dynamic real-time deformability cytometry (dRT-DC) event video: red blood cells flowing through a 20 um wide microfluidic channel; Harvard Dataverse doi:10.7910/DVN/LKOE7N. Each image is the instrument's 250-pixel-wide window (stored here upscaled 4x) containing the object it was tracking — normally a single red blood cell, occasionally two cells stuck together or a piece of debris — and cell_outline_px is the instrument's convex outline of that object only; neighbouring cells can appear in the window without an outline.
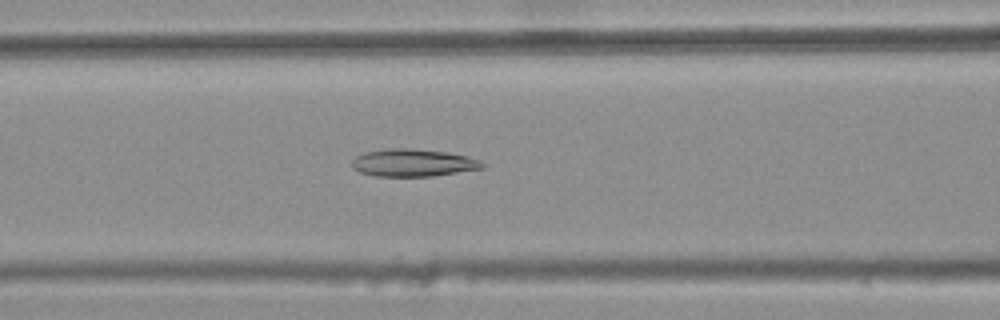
{"species": "common noctule bat (a hibernating species)", "species_latin": "Nyctalus noctula", "temperature_condition": "warm", "stored_images_in_passage": 44, "camera_frame_rate_fps": 3000, "um_per_image_px": 0.085, "animal": {"sex": "female", "body_mass_g": 25.1}, "frame": {"image": 1, "passage_image": 22, "time_ms": 7.0, "image_size_px": [1000, 320], "cell_outline_px": [[484, 168], [432, 176], [376, 176], [360, 172], [352, 168], [352, 160], [356, 156], [364, 152], [388, 148], [412, 148], [448, 152], [468, 156], [480, 160], [484, 164]], "centroid_in_image_um": [35.11, 13.83], "position_along_channel_um": 131.5, "area_um2": 20.98}}
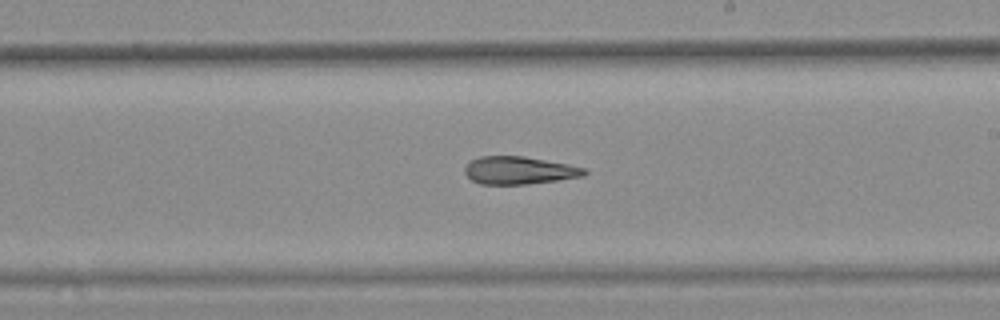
{"frame": {"image": 2, "passage_image": 31, "time_ms": 10.0, "image_size_px": [1000, 320], "cell_outline_px": [[588, 172], [584, 176], [556, 180], [524, 184], [480, 184], [472, 180], [464, 172], [464, 168], [472, 160], [480, 156], [524, 156], [568, 164], [584, 168]], "centroid_in_image_um": [44.12, 14.48], "position_along_channel_um": 244.9, "area_um2": 19.13}}
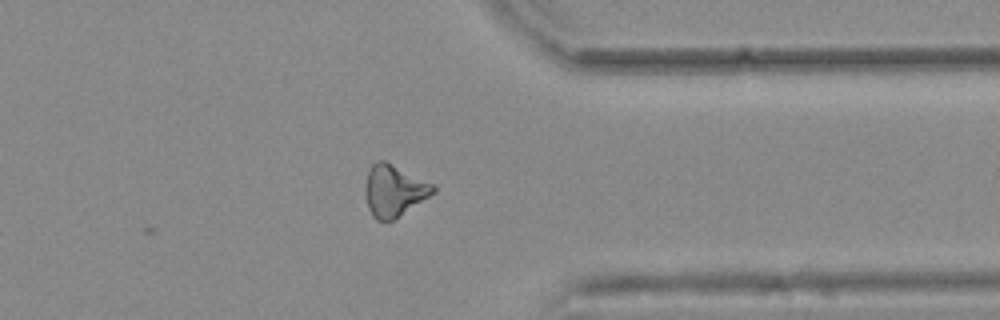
{"frame": {"image": 3, "passage_image": 42, "time_ms": 13.667, "image_size_px": [1000, 320], "cell_outline_px": [[436, 192], [392, 220], [376, 220], [372, 216], [368, 208], [364, 192], [364, 188], [368, 172], [372, 164], [376, 160], [384, 160], [432, 184], [436, 188]], "centroid_in_image_um": [33.45, 16.2], "position_along_channel_um": 378.0, "area_um2": 20.11}, "authors_computed_cell_mechanics": {"area_um2": 20.6057, "velocity_mm_per_s": 3.7984, "shape_relaxation_time_tau1_ms": null, "shape_relaxation_time_tau2_ms": 11.1877, "deformation_change_tau1": null, "deformation_change_tau2": 0.2492}}